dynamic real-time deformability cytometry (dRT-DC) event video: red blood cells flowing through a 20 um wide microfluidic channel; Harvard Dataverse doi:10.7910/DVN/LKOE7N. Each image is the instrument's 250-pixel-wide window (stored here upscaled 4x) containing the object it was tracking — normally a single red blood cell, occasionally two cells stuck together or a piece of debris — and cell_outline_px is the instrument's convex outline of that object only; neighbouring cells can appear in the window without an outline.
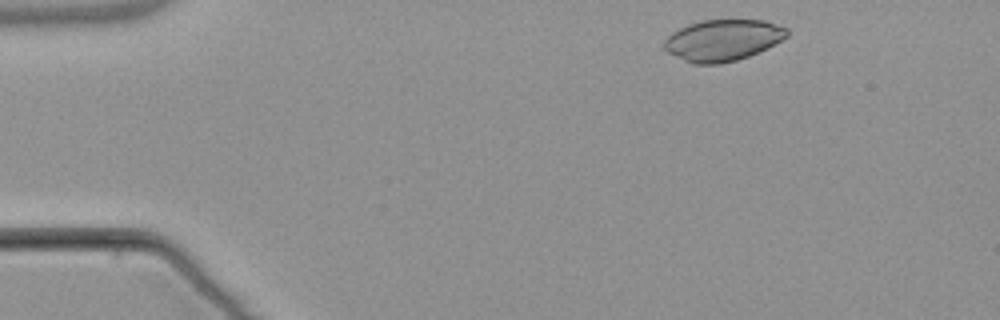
{"species": "common noctule bat (a hibernating species)", "species_latin": "Nyctalus noctula", "temperature_condition": "warm", "stored_images_in_passage": 3, "camera_frame_rate_fps": 3000, "um_per_image_px": 0.085, "animal": {"sex": "male", "body_mass_g": 21.5, "forearm_length_mm": 52.0}, "frame": {"image": 1, "passage_image": 1, "time_ms": 0.0, "image_size_px": [1000, 320], "cell_outline_px": [[788, 36], [748, 56], [736, 60], [720, 64], [692, 64], [668, 52], [664, 48], [664, 40], [672, 32], [688, 24], [700, 20], [764, 20], [788, 28]], "centroid_in_image_um": [61.41, 3.41], "position_along_channel_um": 23.6, "area_um2": 29.3}}